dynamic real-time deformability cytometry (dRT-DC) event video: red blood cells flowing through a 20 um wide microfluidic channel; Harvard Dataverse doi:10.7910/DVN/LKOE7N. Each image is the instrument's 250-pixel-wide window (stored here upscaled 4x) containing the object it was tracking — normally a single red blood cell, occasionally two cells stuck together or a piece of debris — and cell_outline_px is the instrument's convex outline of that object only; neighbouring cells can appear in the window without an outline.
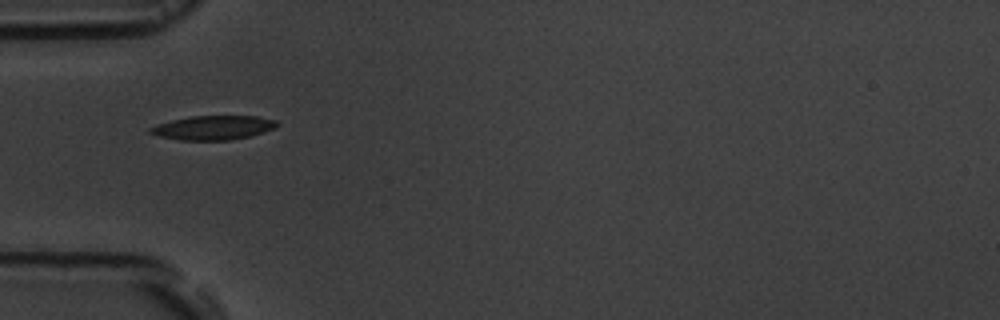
{"species": "common noctule bat (a hibernating species)", "species_latin": "Nyctalus noctula", "temperature_condition": "room temperature", "stored_images_in_passage": 2, "camera_frame_rate_fps": 3000, "um_per_image_px": 0.085, "animal": {"sex": "male", "body_mass_g": 19.5, "forearm_length_mm": 54.6}, "frame": {"image": 1, "passage_image": 1, "time_ms": 0.0, "image_size_px": [1000, 320], "cell_outline_px": [[280, 124], [276, 128], [252, 136], [232, 140], [180, 140], [160, 136], [148, 132], [148, 128], [172, 120], [192, 116], [256, 116], [276, 120]], "centroid_in_image_um": [18.18, 10.86], "position_along_channel_um": 66.8, "area_um2": 17.86}}
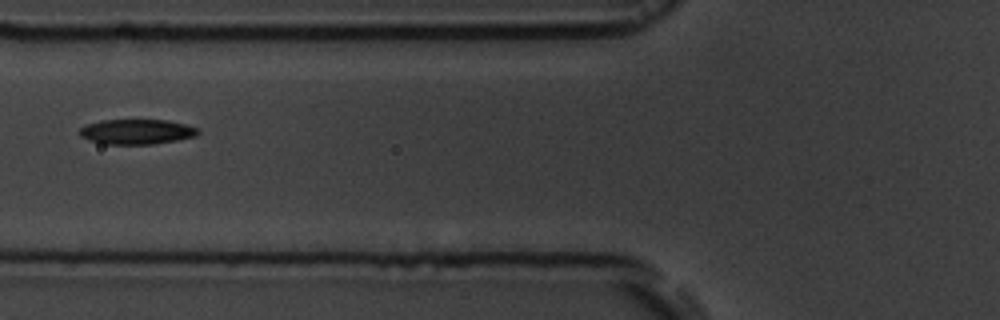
{"frame": {"image": 2, "passage_image": 2, "time_ms": 1.333, "image_size_px": [1000, 320], "cell_outline_px": [[200, 132], [196, 136], [176, 140], [152, 144], [104, 144], [88, 140], [80, 136], [80, 128], [88, 124], [100, 120], [168, 120], [200, 128]], "centroid_in_image_um": [11.63, 11.19], "position_along_channel_um": 114.2, "area_um2": 17.28}}